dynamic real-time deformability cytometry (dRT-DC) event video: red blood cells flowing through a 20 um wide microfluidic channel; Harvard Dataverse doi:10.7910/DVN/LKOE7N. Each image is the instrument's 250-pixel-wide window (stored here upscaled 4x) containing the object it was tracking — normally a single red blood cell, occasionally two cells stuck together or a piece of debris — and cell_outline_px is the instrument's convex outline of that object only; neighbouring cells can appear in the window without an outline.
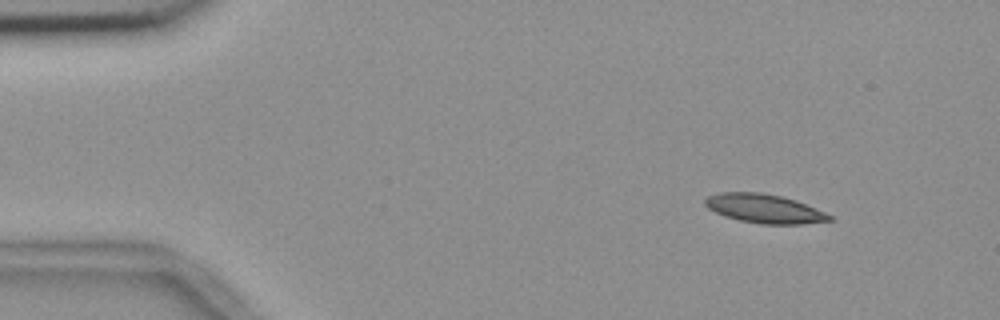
{"species": "common noctule bat (a hibernating species)", "species_latin": "Nyctalus noctula", "temperature_condition": "room temperature", "stored_images_in_passage": 50, "camera_frame_rate_fps": 3000, "um_per_image_px": 0.085, "animal": {"sex": "female", "body_mass_g": 18.4}, "frame": {"image": 1, "passage_image": 1, "time_ms": 0.0, "image_size_px": [1000, 320], "cell_outline_px": [[836, 220], [800, 224], [764, 224], [740, 220], [724, 216], [708, 208], [704, 204], [704, 200], [708, 196], [720, 192], [760, 192], [780, 196], [796, 200], [836, 216]], "centroid_in_image_um": [65.03, 17.73], "position_along_channel_um": 20.0, "area_um2": 21.1}}
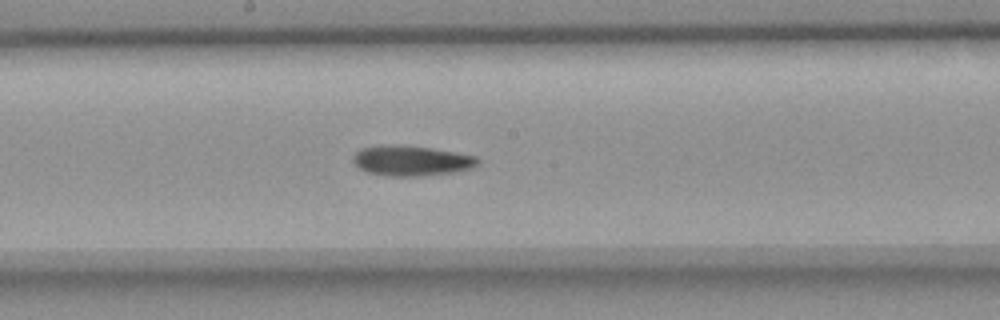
{"frame": {"image": 2, "passage_image": 24, "time_ms": 7.667, "image_size_px": [1000, 320], "cell_outline_px": [[480, 164], [472, 168], [452, 172], [420, 176], [388, 176], [368, 172], [360, 168], [352, 160], [352, 156], [360, 148], [376, 144], [400, 144], [432, 148], [456, 152], [476, 156], [480, 160]], "centroid_in_image_um": [34.95, 13.63], "position_along_channel_um": 213.2, "area_um2": 22.31}}
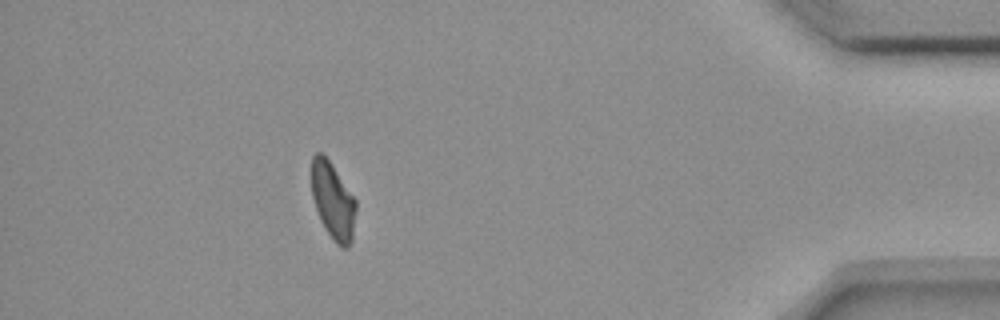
{"frame": {"image": 3, "passage_image": 44, "time_ms": 14.333, "image_size_px": [1000, 320], "cell_outline_px": [[356, 212], [352, 240], [348, 248], [340, 248], [332, 240], [324, 228], [320, 220], [312, 196], [312, 156], [316, 152], [320, 152], [328, 160], [356, 200]], "centroid_in_image_um": [28.3, 17.14], "position_along_channel_um": 406.9, "area_um2": 19.77}, "authors_computed_cell_mechanics": {"area_um2": 21.2704, "velocity_mm_per_s": 3.6754, "shape_relaxation_time_tau1_ms": 11.207, "shape_relaxation_time_tau2_ms": null, "deformation_change_tau1": 0.2272, "deformation_change_tau2": null}}